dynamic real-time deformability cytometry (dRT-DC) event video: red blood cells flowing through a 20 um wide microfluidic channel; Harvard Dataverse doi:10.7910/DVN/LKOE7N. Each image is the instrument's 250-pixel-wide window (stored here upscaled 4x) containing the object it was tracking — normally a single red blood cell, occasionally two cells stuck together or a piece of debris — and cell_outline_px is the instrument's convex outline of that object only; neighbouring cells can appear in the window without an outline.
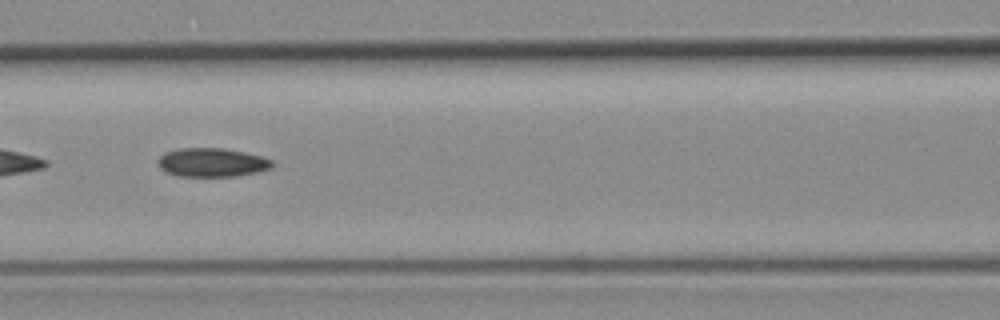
{"species": "common noctule bat (a hibernating species)", "species_latin": "Nyctalus noctula", "temperature_condition": "room temperature", "stored_images_in_passage": 32, "camera_frame_rate_fps": 3000, "um_per_image_px": 0.085, "animal": {"sex": "female", "body_mass_g": 19.3, "forearm_length_mm": 54.1}, "frame": {"image": 1, "passage_image": 20, "time_ms": 6.333, "image_size_px": [1000, 320], "cell_outline_px": [[276, 164], [272, 168], [256, 172], [236, 176], [180, 176], [164, 172], [160, 168], [156, 160], [164, 152], [180, 148], [224, 148], [244, 152], [260, 156], [272, 160]], "centroid_in_image_um": [18.0, 13.8], "position_along_channel_um": 148.6, "area_um2": 19.31}}
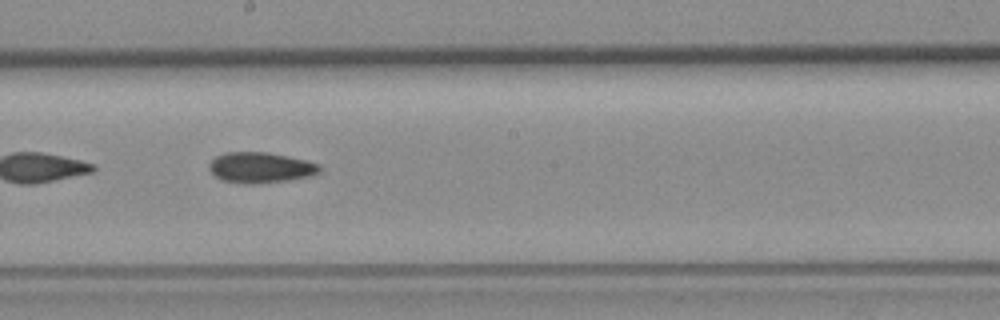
{"frame": {"image": 2, "passage_image": 26, "time_ms": 8.333, "image_size_px": [1000, 320], "cell_outline_px": [[320, 172], [312, 176], [288, 180], [260, 184], [244, 184], [220, 180], [208, 168], [212, 160], [216, 156], [228, 152], [264, 152], [304, 160], [320, 164]], "centroid_in_image_um": [22.14, 14.26], "position_along_channel_um": 226.1, "area_um2": 19.65}}